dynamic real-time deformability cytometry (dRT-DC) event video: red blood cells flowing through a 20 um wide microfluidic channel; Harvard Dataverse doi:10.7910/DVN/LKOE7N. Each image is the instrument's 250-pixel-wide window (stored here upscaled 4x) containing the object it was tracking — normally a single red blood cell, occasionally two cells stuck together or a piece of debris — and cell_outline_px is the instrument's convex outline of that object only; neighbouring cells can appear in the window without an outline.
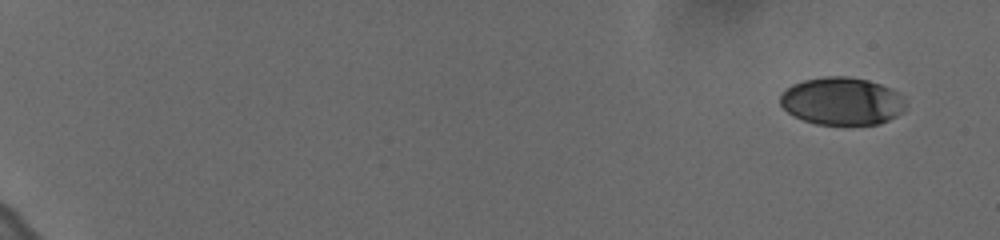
{"species": "human", "species_latin": "Homo sapiens", "temperature_condition": "cold", "stored_images_in_passage": 20, "segment_of_instrument_passage": [2, 2], "camera_frame_rate_fps": 3000, "um_per_image_px": 0.085, "donor": {"sex": "female"}, "frame": {"image": 1, "passage_image": 20, "time_ms": 6.333, "image_size_px": [1000, 240], "cell_outline_px": [[904, 112], [880, 124], [816, 124], [804, 120], [788, 112], [780, 104], [780, 96], [792, 84], [804, 80], [820, 76], [848, 76], [868, 80], [892, 88], [904, 100]], "centroid_in_image_um": [71.56, 8.59], "position_along_channel_um": 13.4, "area_um2": 34.74}}